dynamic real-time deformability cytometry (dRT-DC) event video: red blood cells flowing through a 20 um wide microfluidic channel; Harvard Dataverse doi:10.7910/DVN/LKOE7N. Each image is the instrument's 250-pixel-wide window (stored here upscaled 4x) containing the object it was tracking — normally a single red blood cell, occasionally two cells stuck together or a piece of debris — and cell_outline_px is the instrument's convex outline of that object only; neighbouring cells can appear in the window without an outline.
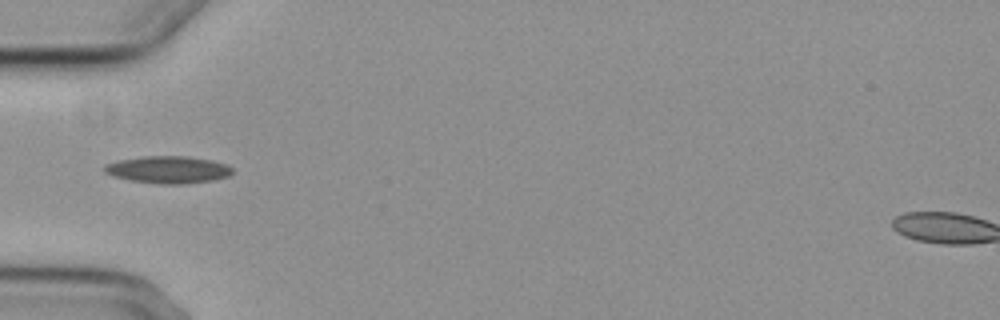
{"species": "common noctule bat (a hibernating species)", "species_latin": "Nyctalus noctula", "temperature_condition": "cold", "stored_images_in_passage": 8, "camera_frame_rate_fps": 3000, "um_per_image_px": 0.085, "animal": {"sex": "female", "body_mass_g": 29.2, "forearm_length_mm": 56.3}, "frame": {"image": 1, "passage_image": 6, "time_ms": 6.0, "image_size_px": [1000, 320], "cell_outline_px": [[232, 172], [228, 176], [212, 180], [184, 184], [160, 184], [132, 180], [112, 176], [104, 172], [100, 168], [104, 164], [116, 160], [144, 156], [188, 156], [212, 160], [228, 164], [232, 168]], "centroid_in_image_um": [14.24, 14.41], "position_along_channel_um": 70.8, "area_um2": 20.52}}
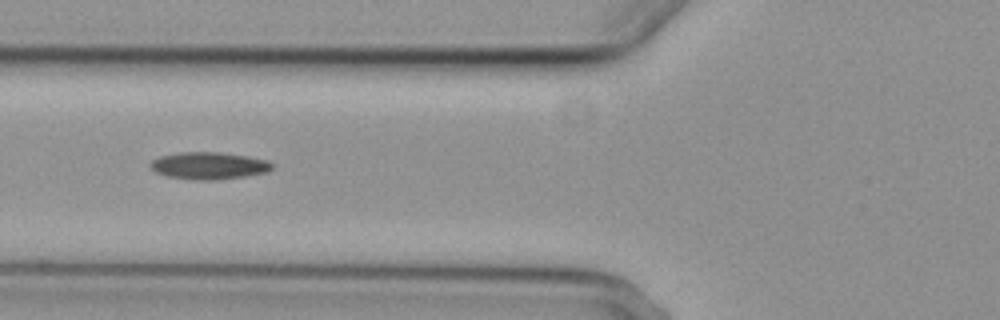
{"frame": {"image": 2, "passage_image": 7, "time_ms": 7.0, "image_size_px": [1000, 320], "cell_outline_px": [[272, 168], [268, 172], [244, 176], [216, 180], [192, 180], [164, 176], [156, 172], [148, 164], [152, 160], [160, 156], [180, 152], [220, 152], [248, 156], [268, 160], [272, 164]], "centroid_in_image_um": [17.73, 14.08], "position_along_channel_um": 108.1, "area_um2": 19.42}}
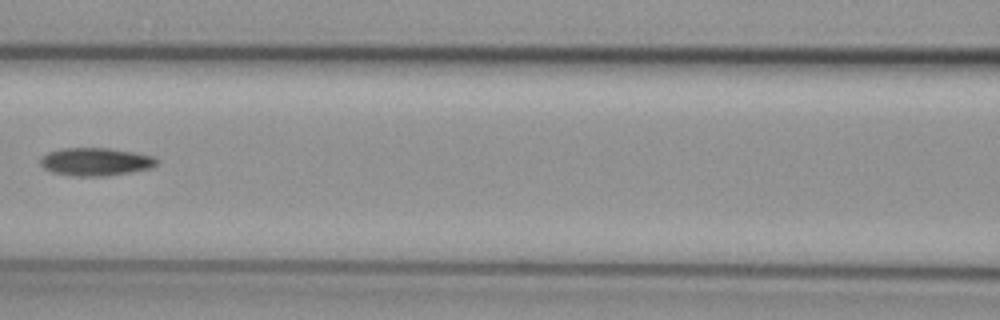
{"frame": {"image": 3, "passage_image": 8, "time_ms": 8.333, "image_size_px": [1000, 320], "cell_outline_px": [[156, 164], [152, 168], [108, 176], [72, 176], [52, 172], [44, 168], [40, 164], [40, 160], [48, 152], [60, 148], [112, 148], [152, 156], [156, 160]], "centroid_in_image_um": [8.1, 13.75], "position_along_channel_um": 158.5, "area_um2": 18.9}}